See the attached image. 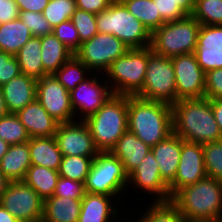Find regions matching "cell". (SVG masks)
<instances>
[{"mask_svg": "<svg viewBox=\"0 0 222 222\" xmlns=\"http://www.w3.org/2000/svg\"><path fill=\"white\" fill-rule=\"evenodd\" d=\"M173 132L201 145L222 139L210 99H180L172 105Z\"/></svg>", "mask_w": 222, "mask_h": 222, "instance_id": "1", "label": "cell"}, {"mask_svg": "<svg viewBox=\"0 0 222 222\" xmlns=\"http://www.w3.org/2000/svg\"><path fill=\"white\" fill-rule=\"evenodd\" d=\"M170 202L185 221L219 222L222 219V181L205 177L176 191Z\"/></svg>", "mask_w": 222, "mask_h": 222, "instance_id": "2", "label": "cell"}, {"mask_svg": "<svg viewBox=\"0 0 222 222\" xmlns=\"http://www.w3.org/2000/svg\"><path fill=\"white\" fill-rule=\"evenodd\" d=\"M128 130L150 147L173 132L172 106L128 95Z\"/></svg>", "mask_w": 222, "mask_h": 222, "instance_id": "3", "label": "cell"}, {"mask_svg": "<svg viewBox=\"0 0 222 222\" xmlns=\"http://www.w3.org/2000/svg\"><path fill=\"white\" fill-rule=\"evenodd\" d=\"M99 152L111 151L128 130V95L112 94L97 112L84 121Z\"/></svg>", "mask_w": 222, "mask_h": 222, "instance_id": "4", "label": "cell"}, {"mask_svg": "<svg viewBox=\"0 0 222 222\" xmlns=\"http://www.w3.org/2000/svg\"><path fill=\"white\" fill-rule=\"evenodd\" d=\"M98 33L112 34L130 49L151 45V34L122 2L113 1L104 11L96 14Z\"/></svg>", "mask_w": 222, "mask_h": 222, "instance_id": "5", "label": "cell"}, {"mask_svg": "<svg viewBox=\"0 0 222 222\" xmlns=\"http://www.w3.org/2000/svg\"><path fill=\"white\" fill-rule=\"evenodd\" d=\"M201 24L187 15L177 21L165 22L151 34V49L168 58L194 53Z\"/></svg>", "mask_w": 222, "mask_h": 222, "instance_id": "6", "label": "cell"}, {"mask_svg": "<svg viewBox=\"0 0 222 222\" xmlns=\"http://www.w3.org/2000/svg\"><path fill=\"white\" fill-rule=\"evenodd\" d=\"M147 62L148 47L129 49L117 58L105 72L113 94L135 96L143 88Z\"/></svg>", "mask_w": 222, "mask_h": 222, "instance_id": "7", "label": "cell"}, {"mask_svg": "<svg viewBox=\"0 0 222 222\" xmlns=\"http://www.w3.org/2000/svg\"><path fill=\"white\" fill-rule=\"evenodd\" d=\"M135 96L170 106L176 102V79L171 58L158 55L148 47L144 85Z\"/></svg>", "mask_w": 222, "mask_h": 222, "instance_id": "8", "label": "cell"}, {"mask_svg": "<svg viewBox=\"0 0 222 222\" xmlns=\"http://www.w3.org/2000/svg\"><path fill=\"white\" fill-rule=\"evenodd\" d=\"M84 186L87 193L117 197L128 186V174L110 151L99 152L92 161Z\"/></svg>", "mask_w": 222, "mask_h": 222, "instance_id": "9", "label": "cell"}, {"mask_svg": "<svg viewBox=\"0 0 222 222\" xmlns=\"http://www.w3.org/2000/svg\"><path fill=\"white\" fill-rule=\"evenodd\" d=\"M130 48L112 34L97 33L81 43L74 54L90 71L105 73L109 66Z\"/></svg>", "mask_w": 222, "mask_h": 222, "instance_id": "10", "label": "cell"}, {"mask_svg": "<svg viewBox=\"0 0 222 222\" xmlns=\"http://www.w3.org/2000/svg\"><path fill=\"white\" fill-rule=\"evenodd\" d=\"M0 204L19 222H41L44 200L24 181H10Z\"/></svg>", "mask_w": 222, "mask_h": 222, "instance_id": "11", "label": "cell"}, {"mask_svg": "<svg viewBox=\"0 0 222 222\" xmlns=\"http://www.w3.org/2000/svg\"><path fill=\"white\" fill-rule=\"evenodd\" d=\"M36 99L48 114L59 123L76 121L70 92L58 82L53 74L37 79Z\"/></svg>", "mask_w": 222, "mask_h": 222, "instance_id": "12", "label": "cell"}, {"mask_svg": "<svg viewBox=\"0 0 222 222\" xmlns=\"http://www.w3.org/2000/svg\"><path fill=\"white\" fill-rule=\"evenodd\" d=\"M171 60L176 79V102L204 98L206 73L199 66L195 53L175 56Z\"/></svg>", "mask_w": 222, "mask_h": 222, "instance_id": "13", "label": "cell"}, {"mask_svg": "<svg viewBox=\"0 0 222 222\" xmlns=\"http://www.w3.org/2000/svg\"><path fill=\"white\" fill-rule=\"evenodd\" d=\"M54 137L62 156L95 157L99 153L84 121L59 123Z\"/></svg>", "mask_w": 222, "mask_h": 222, "instance_id": "14", "label": "cell"}, {"mask_svg": "<svg viewBox=\"0 0 222 222\" xmlns=\"http://www.w3.org/2000/svg\"><path fill=\"white\" fill-rule=\"evenodd\" d=\"M106 81L102 85L94 75L93 78L88 76L70 92L71 105L78 121H85L95 114L113 94L111 88L107 85L110 81ZM77 113H80L82 117L79 116L78 118Z\"/></svg>", "mask_w": 222, "mask_h": 222, "instance_id": "15", "label": "cell"}, {"mask_svg": "<svg viewBox=\"0 0 222 222\" xmlns=\"http://www.w3.org/2000/svg\"><path fill=\"white\" fill-rule=\"evenodd\" d=\"M207 177L203 146L199 143L182 140V151L174 181L168 186L170 196L176 191Z\"/></svg>", "mask_w": 222, "mask_h": 222, "instance_id": "16", "label": "cell"}, {"mask_svg": "<svg viewBox=\"0 0 222 222\" xmlns=\"http://www.w3.org/2000/svg\"><path fill=\"white\" fill-rule=\"evenodd\" d=\"M129 185L132 183L136 188L148 191L151 195H155V202H167L171 200L168 185L160 176L159 166L154 158L152 151L144 157L129 175ZM157 196V197H156Z\"/></svg>", "mask_w": 222, "mask_h": 222, "instance_id": "17", "label": "cell"}, {"mask_svg": "<svg viewBox=\"0 0 222 222\" xmlns=\"http://www.w3.org/2000/svg\"><path fill=\"white\" fill-rule=\"evenodd\" d=\"M182 140L181 137L172 132L157 145L151 147L159 166L160 176L168 186L176 176L182 151Z\"/></svg>", "mask_w": 222, "mask_h": 222, "instance_id": "18", "label": "cell"}, {"mask_svg": "<svg viewBox=\"0 0 222 222\" xmlns=\"http://www.w3.org/2000/svg\"><path fill=\"white\" fill-rule=\"evenodd\" d=\"M16 115L26 128L30 138L54 136L59 125V122L48 114L37 99L21 109Z\"/></svg>", "mask_w": 222, "mask_h": 222, "instance_id": "19", "label": "cell"}, {"mask_svg": "<svg viewBox=\"0 0 222 222\" xmlns=\"http://www.w3.org/2000/svg\"><path fill=\"white\" fill-rule=\"evenodd\" d=\"M1 88L8 112L16 114L36 99L37 80L21 73Z\"/></svg>", "mask_w": 222, "mask_h": 222, "instance_id": "20", "label": "cell"}, {"mask_svg": "<svg viewBox=\"0 0 222 222\" xmlns=\"http://www.w3.org/2000/svg\"><path fill=\"white\" fill-rule=\"evenodd\" d=\"M151 151V147L140 140L134 133L127 130L111 149V153L123 164L125 172L129 175L142 159Z\"/></svg>", "mask_w": 222, "mask_h": 222, "instance_id": "21", "label": "cell"}, {"mask_svg": "<svg viewBox=\"0 0 222 222\" xmlns=\"http://www.w3.org/2000/svg\"><path fill=\"white\" fill-rule=\"evenodd\" d=\"M110 197L113 198V196L86 192L81 200V212L78 222H113L117 220L115 218L118 214V208H115L114 204L112 207V198Z\"/></svg>", "mask_w": 222, "mask_h": 222, "instance_id": "22", "label": "cell"}, {"mask_svg": "<svg viewBox=\"0 0 222 222\" xmlns=\"http://www.w3.org/2000/svg\"><path fill=\"white\" fill-rule=\"evenodd\" d=\"M32 165L28 142L10 145L0 160V171L9 181H23Z\"/></svg>", "mask_w": 222, "mask_h": 222, "instance_id": "23", "label": "cell"}, {"mask_svg": "<svg viewBox=\"0 0 222 222\" xmlns=\"http://www.w3.org/2000/svg\"><path fill=\"white\" fill-rule=\"evenodd\" d=\"M28 144L32 165L59 170L62 153L54 136L30 138Z\"/></svg>", "mask_w": 222, "mask_h": 222, "instance_id": "24", "label": "cell"}, {"mask_svg": "<svg viewBox=\"0 0 222 222\" xmlns=\"http://www.w3.org/2000/svg\"><path fill=\"white\" fill-rule=\"evenodd\" d=\"M81 200L57 196L47 198L41 222H78Z\"/></svg>", "mask_w": 222, "mask_h": 222, "instance_id": "25", "label": "cell"}, {"mask_svg": "<svg viewBox=\"0 0 222 222\" xmlns=\"http://www.w3.org/2000/svg\"><path fill=\"white\" fill-rule=\"evenodd\" d=\"M73 55L54 33L41 36V59L44 76L54 74Z\"/></svg>", "mask_w": 222, "mask_h": 222, "instance_id": "26", "label": "cell"}, {"mask_svg": "<svg viewBox=\"0 0 222 222\" xmlns=\"http://www.w3.org/2000/svg\"><path fill=\"white\" fill-rule=\"evenodd\" d=\"M21 73L37 79L44 77L41 59V37H31L15 55Z\"/></svg>", "mask_w": 222, "mask_h": 222, "instance_id": "27", "label": "cell"}, {"mask_svg": "<svg viewBox=\"0 0 222 222\" xmlns=\"http://www.w3.org/2000/svg\"><path fill=\"white\" fill-rule=\"evenodd\" d=\"M31 37V31L20 18L0 24V51L15 56Z\"/></svg>", "mask_w": 222, "mask_h": 222, "instance_id": "28", "label": "cell"}, {"mask_svg": "<svg viewBox=\"0 0 222 222\" xmlns=\"http://www.w3.org/2000/svg\"><path fill=\"white\" fill-rule=\"evenodd\" d=\"M59 177L58 171L44 166L31 165L23 181L45 201L53 196Z\"/></svg>", "mask_w": 222, "mask_h": 222, "instance_id": "29", "label": "cell"}, {"mask_svg": "<svg viewBox=\"0 0 222 222\" xmlns=\"http://www.w3.org/2000/svg\"><path fill=\"white\" fill-rule=\"evenodd\" d=\"M122 3L134 17L142 22L150 34L165 23L157 12L153 0H123Z\"/></svg>", "mask_w": 222, "mask_h": 222, "instance_id": "30", "label": "cell"}, {"mask_svg": "<svg viewBox=\"0 0 222 222\" xmlns=\"http://www.w3.org/2000/svg\"><path fill=\"white\" fill-rule=\"evenodd\" d=\"M88 72H91L88 67L73 55L53 75L59 83L71 92L76 86L88 78Z\"/></svg>", "mask_w": 222, "mask_h": 222, "instance_id": "31", "label": "cell"}, {"mask_svg": "<svg viewBox=\"0 0 222 222\" xmlns=\"http://www.w3.org/2000/svg\"><path fill=\"white\" fill-rule=\"evenodd\" d=\"M95 157L62 156L58 173L74 181L85 182Z\"/></svg>", "mask_w": 222, "mask_h": 222, "instance_id": "32", "label": "cell"}, {"mask_svg": "<svg viewBox=\"0 0 222 222\" xmlns=\"http://www.w3.org/2000/svg\"><path fill=\"white\" fill-rule=\"evenodd\" d=\"M0 138L9 145L22 144L30 140L26 128L19 117L13 113L0 118Z\"/></svg>", "mask_w": 222, "mask_h": 222, "instance_id": "33", "label": "cell"}, {"mask_svg": "<svg viewBox=\"0 0 222 222\" xmlns=\"http://www.w3.org/2000/svg\"><path fill=\"white\" fill-rule=\"evenodd\" d=\"M136 222H185L179 210L170 202H154Z\"/></svg>", "mask_w": 222, "mask_h": 222, "instance_id": "34", "label": "cell"}, {"mask_svg": "<svg viewBox=\"0 0 222 222\" xmlns=\"http://www.w3.org/2000/svg\"><path fill=\"white\" fill-rule=\"evenodd\" d=\"M191 15L201 25H222V0H196Z\"/></svg>", "mask_w": 222, "mask_h": 222, "instance_id": "35", "label": "cell"}, {"mask_svg": "<svg viewBox=\"0 0 222 222\" xmlns=\"http://www.w3.org/2000/svg\"><path fill=\"white\" fill-rule=\"evenodd\" d=\"M76 8V0H49L42 13L50 26L55 28L61 23L71 20Z\"/></svg>", "mask_w": 222, "mask_h": 222, "instance_id": "36", "label": "cell"}, {"mask_svg": "<svg viewBox=\"0 0 222 222\" xmlns=\"http://www.w3.org/2000/svg\"><path fill=\"white\" fill-rule=\"evenodd\" d=\"M202 146L207 177L222 181V139Z\"/></svg>", "mask_w": 222, "mask_h": 222, "instance_id": "37", "label": "cell"}, {"mask_svg": "<svg viewBox=\"0 0 222 222\" xmlns=\"http://www.w3.org/2000/svg\"><path fill=\"white\" fill-rule=\"evenodd\" d=\"M71 21L78 31L80 45L81 43L90 40L98 33L96 14L76 8L75 12L72 14Z\"/></svg>", "mask_w": 222, "mask_h": 222, "instance_id": "38", "label": "cell"}, {"mask_svg": "<svg viewBox=\"0 0 222 222\" xmlns=\"http://www.w3.org/2000/svg\"><path fill=\"white\" fill-rule=\"evenodd\" d=\"M19 18L28 27L33 36L41 37L53 33V28L44 18L43 13L19 11Z\"/></svg>", "mask_w": 222, "mask_h": 222, "instance_id": "39", "label": "cell"}, {"mask_svg": "<svg viewBox=\"0 0 222 222\" xmlns=\"http://www.w3.org/2000/svg\"><path fill=\"white\" fill-rule=\"evenodd\" d=\"M196 48L222 49V25H201Z\"/></svg>", "mask_w": 222, "mask_h": 222, "instance_id": "40", "label": "cell"}, {"mask_svg": "<svg viewBox=\"0 0 222 222\" xmlns=\"http://www.w3.org/2000/svg\"><path fill=\"white\" fill-rule=\"evenodd\" d=\"M53 33L73 54L80 48L78 31L71 20L53 28Z\"/></svg>", "mask_w": 222, "mask_h": 222, "instance_id": "41", "label": "cell"}, {"mask_svg": "<svg viewBox=\"0 0 222 222\" xmlns=\"http://www.w3.org/2000/svg\"><path fill=\"white\" fill-rule=\"evenodd\" d=\"M85 186L83 182L74 181L60 176L53 193V196L68 197L71 199H83L85 196Z\"/></svg>", "mask_w": 222, "mask_h": 222, "instance_id": "42", "label": "cell"}, {"mask_svg": "<svg viewBox=\"0 0 222 222\" xmlns=\"http://www.w3.org/2000/svg\"><path fill=\"white\" fill-rule=\"evenodd\" d=\"M194 53L199 66L205 73L222 68V49L196 48Z\"/></svg>", "mask_w": 222, "mask_h": 222, "instance_id": "43", "label": "cell"}, {"mask_svg": "<svg viewBox=\"0 0 222 222\" xmlns=\"http://www.w3.org/2000/svg\"><path fill=\"white\" fill-rule=\"evenodd\" d=\"M21 74L17 58L9 53L0 51V86Z\"/></svg>", "mask_w": 222, "mask_h": 222, "instance_id": "44", "label": "cell"}, {"mask_svg": "<svg viewBox=\"0 0 222 222\" xmlns=\"http://www.w3.org/2000/svg\"><path fill=\"white\" fill-rule=\"evenodd\" d=\"M205 97L208 99H222V68L206 73Z\"/></svg>", "mask_w": 222, "mask_h": 222, "instance_id": "45", "label": "cell"}, {"mask_svg": "<svg viewBox=\"0 0 222 222\" xmlns=\"http://www.w3.org/2000/svg\"><path fill=\"white\" fill-rule=\"evenodd\" d=\"M161 18L165 22L183 19L187 14L173 0H153Z\"/></svg>", "mask_w": 222, "mask_h": 222, "instance_id": "46", "label": "cell"}, {"mask_svg": "<svg viewBox=\"0 0 222 222\" xmlns=\"http://www.w3.org/2000/svg\"><path fill=\"white\" fill-rule=\"evenodd\" d=\"M19 18V9L15 0H0V24Z\"/></svg>", "mask_w": 222, "mask_h": 222, "instance_id": "47", "label": "cell"}, {"mask_svg": "<svg viewBox=\"0 0 222 222\" xmlns=\"http://www.w3.org/2000/svg\"><path fill=\"white\" fill-rule=\"evenodd\" d=\"M112 2L113 0H76V7L86 12L98 14L107 9Z\"/></svg>", "mask_w": 222, "mask_h": 222, "instance_id": "48", "label": "cell"}, {"mask_svg": "<svg viewBox=\"0 0 222 222\" xmlns=\"http://www.w3.org/2000/svg\"><path fill=\"white\" fill-rule=\"evenodd\" d=\"M19 11L42 13L49 0H15Z\"/></svg>", "mask_w": 222, "mask_h": 222, "instance_id": "49", "label": "cell"}, {"mask_svg": "<svg viewBox=\"0 0 222 222\" xmlns=\"http://www.w3.org/2000/svg\"><path fill=\"white\" fill-rule=\"evenodd\" d=\"M215 120L222 134V99H210Z\"/></svg>", "mask_w": 222, "mask_h": 222, "instance_id": "50", "label": "cell"}, {"mask_svg": "<svg viewBox=\"0 0 222 222\" xmlns=\"http://www.w3.org/2000/svg\"><path fill=\"white\" fill-rule=\"evenodd\" d=\"M175 4H177L187 15H191L194 7L196 0H173Z\"/></svg>", "mask_w": 222, "mask_h": 222, "instance_id": "51", "label": "cell"}, {"mask_svg": "<svg viewBox=\"0 0 222 222\" xmlns=\"http://www.w3.org/2000/svg\"><path fill=\"white\" fill-rule=\"evenodd\" d=\"M0 222H19L0 204Z\"/></svg>", "mask_w": 222, "mask_h": 222, "instance_id": "52", "label": "cell"}, {"mask_svg": "<svg viewBox=\"0 0 222 222\" xmlns=\"http://www.w3.org/2000/svg\"><path fill=\"white\" fill-rule=\"evenodd\" d=\"M9 112L7 110L6 104H5V99L3 96V91L2 88L0 86V118H2L3 116L7 115Z\"/></svg>", "mask_w": 222, "mask_h": 222, "instance_id": "53", "label": "cell"}, {"mask_svg": "<svg viewBox=\"0 0 222 222\" xmlns=\"http://www.w3.org/2000/svg\"><path fill=\"white\" fill-rule=\"evenodd\" d=\"M10 181L4 176V174L0 171V198L7 188Z\"/></svg>", "mask_w": 222, "mask_h": 222, "instance_id": "54", "label": "cell"}, {"mask_svg": "<svg viewBox=\"0 0 222 222\" xmlns=\"http://www.w3.org/2000/svg\"><path fill=\"white\" fill-rule=\"evenodd\" d=\"M10 145L0 138V160L8 152Z\"/></svg>", "mask_w": 222, "mask_h": 222, "instance_id": "55", "label": "cell"}, {"mask_svg": "<svg viewBox=\"0 0 222 222\" xmlns=\"http://www.w3.org/2000/svg\"><path fill=\"white\" fill-rule=\"evenodd\" d=\"M185 222H205V221H185Z\"/></svg>", "mask_w": 222, "mask_h": 222, "instance_id": "56", "label": "cell"}, {"mask_svg": "<svg viewBox=\"0 0 222 222\" xmlns=\"http://www.w3.org/2000/svg\"><path fill=\"white\" fill-rule=\"evenodd\" d=\"M113 1H115V2H122L123 0H113Z\"/></svg>", "mask_w": 222, "mask_h": 222, "instance_id": "57", "label": "cell"}]
</instances>
